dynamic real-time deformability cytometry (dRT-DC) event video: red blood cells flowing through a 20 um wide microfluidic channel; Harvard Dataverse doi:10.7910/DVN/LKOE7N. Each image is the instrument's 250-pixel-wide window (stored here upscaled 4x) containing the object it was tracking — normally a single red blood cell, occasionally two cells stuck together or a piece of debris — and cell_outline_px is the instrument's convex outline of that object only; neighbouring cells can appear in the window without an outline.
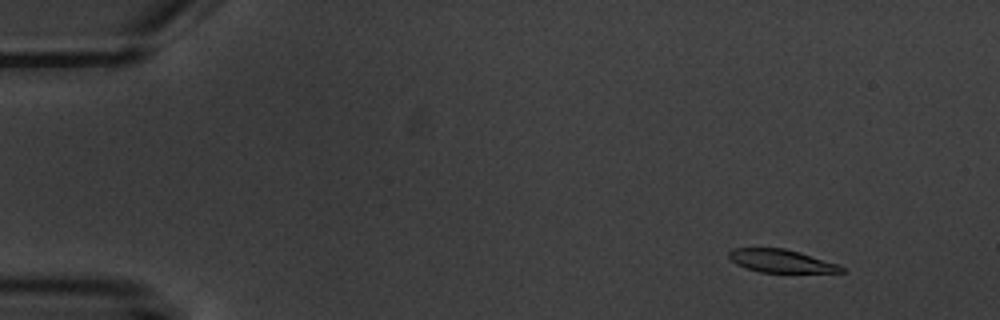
{"species": "common noctule bat (a hibernating species)", "species_latin": "Nyctalus noctula", "temperature_condition": "warm", "stored_images_in_passage": 6, "camera_frame_rate_fps": 3000, "um_per_image_px": 0.085, "animal": {"sex": "male", "body_mass_g": 20.1, "forearm_length_mm": 53.5}, "frame": {"image": 1, "passage_image": 2, "time_ms": 1.333, "image_size_px": [1000, 320], "cell_outline_px": [[844, 272], [760, 272], [744, 268], [736, 264], [728, 256], [728, 252], [732, 248], [784, 248], [800, 252], [836, 264], [844, 268]], "centroid_in_image_um": [66.32, 22.18], "position_along_channel_um": 18.7, "area_um2": 14.91}}